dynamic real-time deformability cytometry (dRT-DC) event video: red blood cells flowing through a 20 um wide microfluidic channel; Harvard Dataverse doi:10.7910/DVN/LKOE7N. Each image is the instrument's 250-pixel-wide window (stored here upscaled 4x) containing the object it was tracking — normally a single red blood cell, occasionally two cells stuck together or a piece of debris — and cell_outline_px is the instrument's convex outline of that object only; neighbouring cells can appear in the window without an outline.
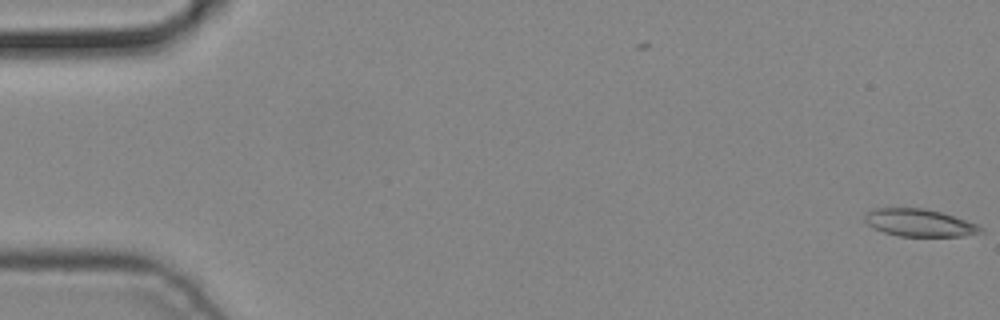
{"species": "common noctule bat (a hibernating species)", "species_latin": "Nyctalus noctula", "temperature_condition": "cold", "stored_images_in_passage": 5, "camera_frame_rate_fps": 3000, "um_per_image_px": 0.085, "animal": {"sex": "male", "body_mass_g": 19.2, "forearm_length_mm": 51.8}, "frame": {"image": 1, "passage_image": 1, "time_ms": 0.0, "image_size_px": [1000, 320], "cell_outline_px": [[984, 232], [964, 236], [900, 236], [884, 232], [868, 224], [864, 220], [864, 216], [868, 212], [876, 208], [924, 208], [940, 212], [976, 224], [984, 228]], "centroid_in_image_um": [78.16, 18.94], "position_along_channel_um": 6.8, "area_um2": 18.26}}